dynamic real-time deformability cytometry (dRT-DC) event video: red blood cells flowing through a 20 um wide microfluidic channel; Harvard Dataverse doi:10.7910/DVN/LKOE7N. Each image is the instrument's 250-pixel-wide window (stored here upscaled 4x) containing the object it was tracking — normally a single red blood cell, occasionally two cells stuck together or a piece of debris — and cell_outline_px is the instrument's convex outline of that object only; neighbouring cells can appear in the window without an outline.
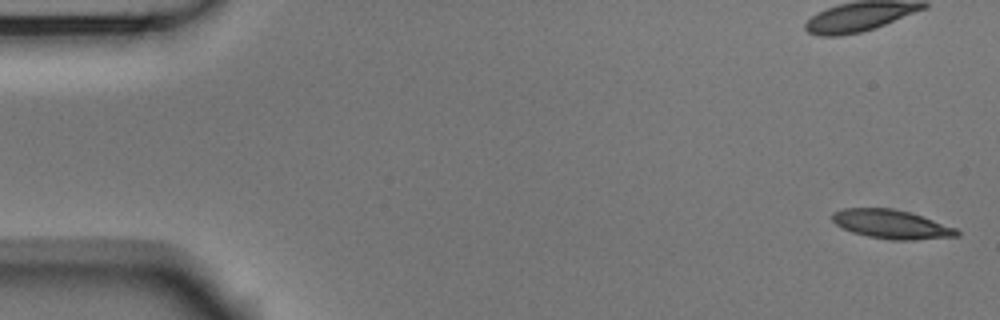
{"species": "Egyptian fruit bat (a non-hibernating species)", "species_latin": "Rousettus aegyptiacus", "temperature_condition": "room temperature", "stored_images_in_passage": 5, "camera_frame_rate_fps": 3000, "um_per_image_px": 0.085, "animal": {"sex": "male"}, "frame": {"image": 1, "passage_image": 1, "time_ms": 0.0, "image_size_px": [1000, 320], "cell_outline_px": [[960, 236], [912, 240], [892, 240], [868, 236], [852, 232], [836, 224], [832, 220], [832, 212], [844, 208], [892, 208], [908, 212], [956, 228], [960, 232]], "centroid_in_image_um": [75.76, 19.06], "position_along_channel_um": 9.2, "area_um2": 20.75}}